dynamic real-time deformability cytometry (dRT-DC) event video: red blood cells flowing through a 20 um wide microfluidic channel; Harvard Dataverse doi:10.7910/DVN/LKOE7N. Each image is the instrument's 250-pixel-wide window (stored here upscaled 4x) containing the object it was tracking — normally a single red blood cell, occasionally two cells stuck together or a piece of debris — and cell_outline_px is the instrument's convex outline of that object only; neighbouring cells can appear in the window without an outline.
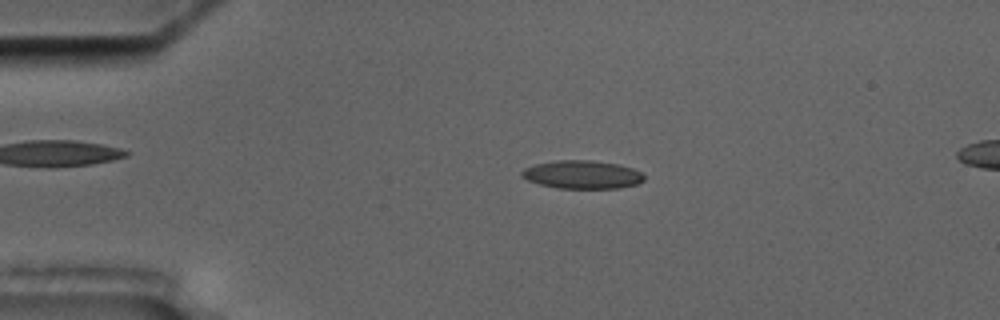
{"species": "common noctule bat (a hibernating species)", "species_latin": "Nyctalus noctula", "temperature_condition": "cold", "stored_images_in_passage": 4, "camera_frame_rate_fps": 3000, "um_per_image_px": 0.085, "animal": {"sex": "male", "body_mass_g": 17.5, "forearm_length_mm": 52.3}, "frame": {"image": 1, "passage_image": 2, "time_ms": 1.0, "image_size_px": [1000, 320], "cell_outline_px": [[644, 180], [636, 184], [620, 188], [556, 188], [540, 184], [528, 180], [520, 176], [520, 172], [524, 168], [536, 164], [556, 160], [592, 160], [620, 164], [632, 168], [640, 172], [644, 176]], "centroid_in_image_um": [49.48, 14.83], "position_along_channel_um": 35.5, "area_um2": 20.17}}